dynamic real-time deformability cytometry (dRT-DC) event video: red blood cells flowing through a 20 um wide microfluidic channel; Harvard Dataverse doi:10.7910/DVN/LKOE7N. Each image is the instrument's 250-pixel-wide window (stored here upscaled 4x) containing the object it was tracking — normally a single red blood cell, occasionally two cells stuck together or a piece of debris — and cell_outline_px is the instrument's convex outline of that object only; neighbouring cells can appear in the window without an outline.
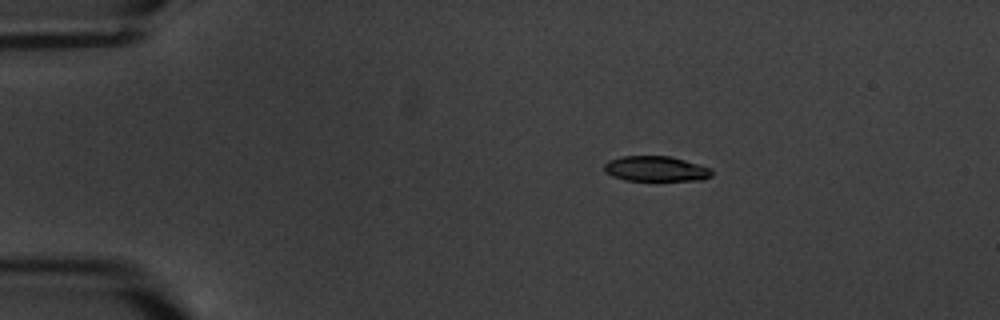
{"species": "common noctule bat (a hibernating species)", "species_latin": "Nyctalus noctula", "temperature_condition": "warm", "stored_images_in_passage": 13, "camera_frame_rate_fps": 3000, "um_per_image_px": 0.085, "animal": {"sex": "male", "body_mass_g": 20.1, "forearm_length_mm": 53.5}, "frame": {"image": 1, "passage_image": 3, "time_ms": 2.333, "image_size_px": [1000, 320], "cell_outline_px": [[712, 176], [704, 180], [624, 180], [612, 176], [604, 172], [604, 164], [608, 160], [624, 156], [668, 156], [684, 160], [712, 168]], "centroid_in_image_um": [55.74, 14.35], "position_along_channel_um": 29.3, "area_um2": 15.84}}
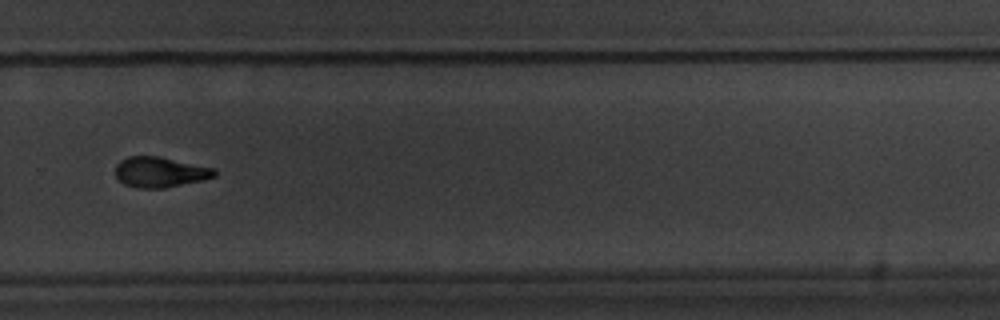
{"frame": {"image": 2, "passage_image": 11, "time_ms": 12.667, "image_size_px": [1000, 320], "cell_outline_px": [[216, 176], [200, 180], [164, 188], [136, 188], [124, 184], [116, 176], [116, 164], [120, 160], [128, 156], [160, 156], [216, 168]], "centroid_in_image_um": [13.59, 14.61], "position_along_channel_um": 316.2, "area_um2": 17.57}}
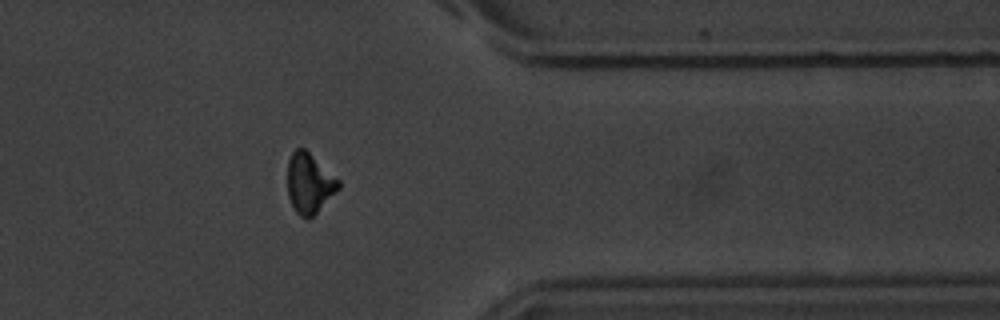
{"frame": {"image": 3, "passage_image": 13, "time_ms": 15.0, "image_size_px": [1000, 320], "cell_outline_px": [[340, 188], [308, 220], [300, 216], [296, 212], [288, 196], [288, 160], [292, 152], [296, 148], [304, 148], [340, 180]], "centroid_in_image_um": [26.29, 15.57], "position_along_channel_um": 385.1, "area_um2": 17.69}, "authors_computed_cell_mechanics": {"area_um2": 17.7446, "velocity_mm_per_s": 3.3927, "shape_relaxation_time_tau1_ms": 3.6465, "shape_relaxation_time_tau2_ms": 4.869, "deformation_change_tau1": 0.1456, "deformation_change_tau2": 0.1122}}